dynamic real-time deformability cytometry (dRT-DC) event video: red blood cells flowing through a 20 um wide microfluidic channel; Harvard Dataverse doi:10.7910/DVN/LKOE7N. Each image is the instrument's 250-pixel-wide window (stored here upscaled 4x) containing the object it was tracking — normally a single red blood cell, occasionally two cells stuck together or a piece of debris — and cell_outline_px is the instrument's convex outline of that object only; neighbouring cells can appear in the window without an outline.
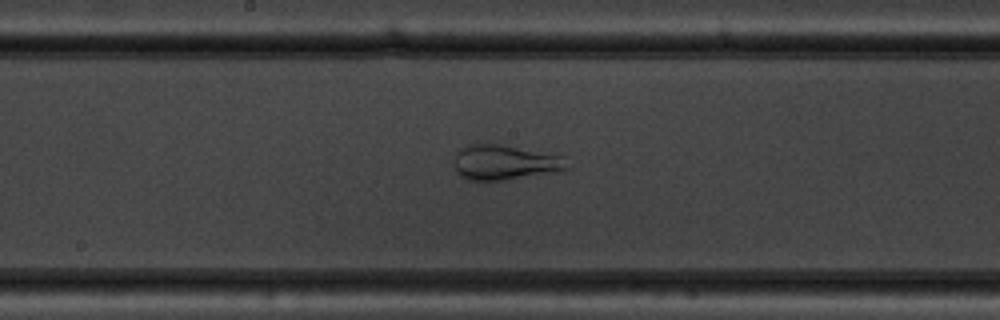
{"species": "common noctule bat (a hibernating species)", "species_latin": "Nyctalus noctula", "temperature_condition": "warm", "stored_images_in_passage": 46, "camera_frame_rate_fps": 3000, "um_per_image_px": 0.085, "animal": {"sex": "male", "body_mass_g": 19.5, "forearm_length_mm": 54.6}, "frame": {"image": 1, "passage_image": 21, "time_ms": 6.667, "image_size_px": [1000, 320], "cell_outline_px": [[572, 168], [556, 172], [480, 184], [468, 180], [460, 176], [456, 172], [456, 152], [460, 148], [476, 140], [500, 144], [560, 156]], "centroid_in_image_um": [42.82, 13.82], "position_along_channel_um": 205.4, "area_um2": 23.81}}
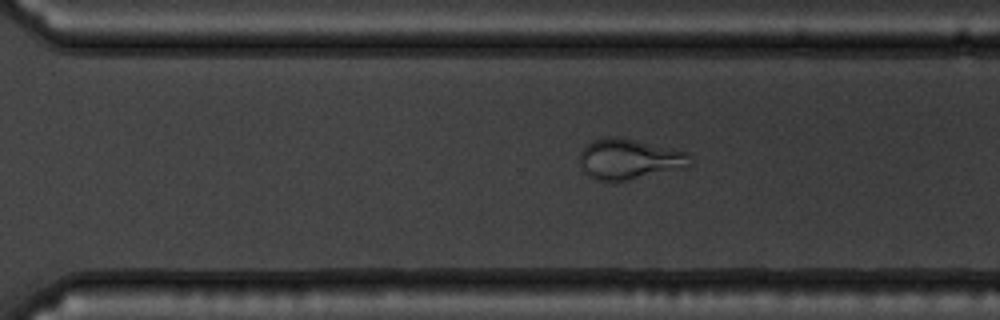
{"frame": {"image": 2, "passage_image": 30, "time_ms": 9.667, "image_size_px": [1000, 320], "cell_outline_px": [[692, 164], [688, 168], [628, 180], [596, 180], [584, 172], [580, 164], [580, 152], [592, 140], [608, 136], [616, 136], [636, 140], [688, 152]], "centroid_in_image_um": [53.52, 13.52], "position_along_channel_um": 317.1, "area_um2": 26.13}}
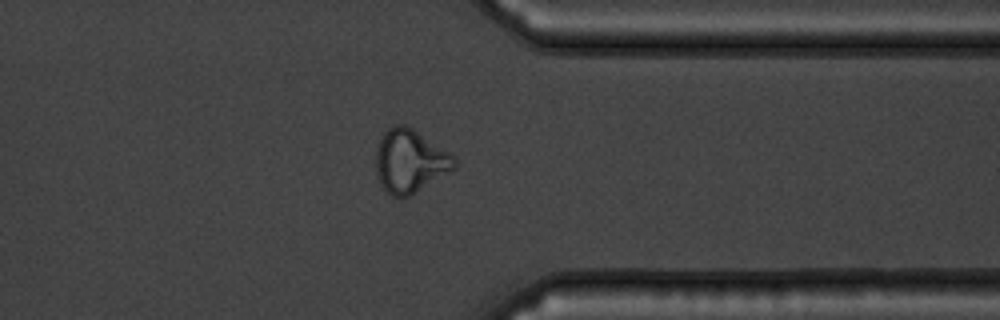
{"frame": {"image": 3, "passage_image": 35, "time_ms": 11.333, "image_size_px": [1000, 320], "cell_outline_px": [[456, 168], [412, 196], [392, 196], [380, 184], [376, 172], [376, 148], [384, 132], [392, 124], [404, 124], [412, 128], [456, 156]], "centroid_in_image_um": [34.86, 13.69], "position_along_channel_um": 376.5, "area_um2": 29.13}, "authors_computed_cell_mechanics": {"area_um2": 28.6688, "velocity_mm_per_s": 3.7569, "shape_relaxation_time_tau1_ms": null, "shape_relaxation_time_tau2_ms": 0.9852, "deformation_change_tau1": null, "deformation_change_tau2": 0.0856}}